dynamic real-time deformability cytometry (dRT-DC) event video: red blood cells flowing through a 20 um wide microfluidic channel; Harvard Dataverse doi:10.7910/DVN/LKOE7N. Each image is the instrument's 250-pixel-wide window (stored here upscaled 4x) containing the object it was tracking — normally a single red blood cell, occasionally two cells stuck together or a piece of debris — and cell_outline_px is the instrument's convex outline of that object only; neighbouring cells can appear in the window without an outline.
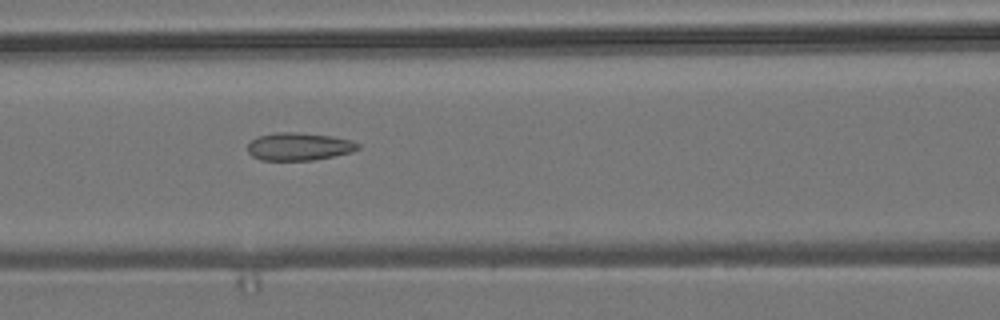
{"species": "common noctule bat (a hibernating species)", "species_latin": "Nyctalus noctula", "temperature_condition": "room temperature", "stored_images_in_passage": 11, "camera_frame_rate_fps": 3000, "um_per_image_px": 0.085, "animal": {"sex": "male", "body_mass_g": 19.2, "forearm_length_mm": 51.8}, "frame": {"image": 1, "passage_image": 7, "time_ms": 7.667, "image_size_px": [1000, 320], "cell_outline_px": [[360, 148], [352, 152], [312, 160], [260, 160], [252, 156], [248, 152], [248, 144], [256, 136], [276, 132], [296, 132], [332, 136], [352, 140], [360, 144]], "centroid_in_image_um": [25.41, 12.45], "position_along_channel_um": 141.2, "area_um2": 17.92}}
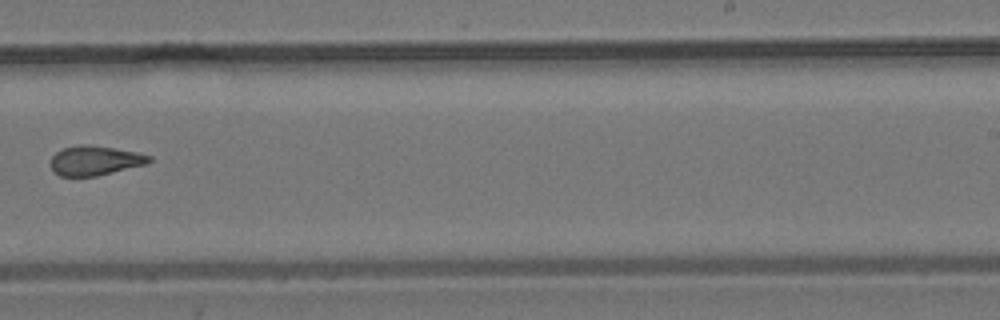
{"frame": {"image": 2, "passage_image": 10, "time_ms": 11.333, "image_size_px": [1000, 320], "cell_outline_px": [[152, 160], [148, 164], [96, 176], [60, 176], [52, 172], [48, 164], [52, 156], [56, 152], [64, 148], [80, 144], [88, 144], [136, 152], [152, 156]], "centroid_in_image_um": [8.03, 13.65], "position_along_channel_um": 281.0, "area_um2": 17.17}}
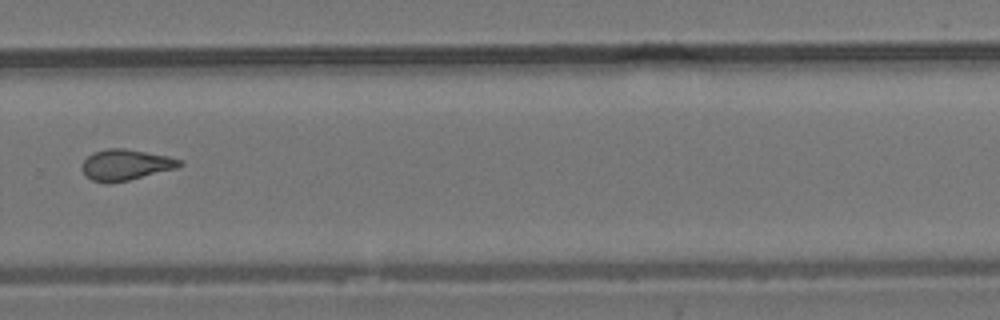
{"frame": {"image": 3, "passage_image": 11, "time_ms": 12.333, "image_size_px": [1000, 320], "cell_outline_px": [[184, 164], [176, 168], [128, 180], [108, 184], [92, 180], [84, 176], [80, 168], [80, 164], [92, 152], [108, 148], [124, 148], [168, 156], [184, 160]], "centroid_in_image_um": [10.64, 14.01], "position_along_channel_um": 319.2, "area_um2": 17.8}}